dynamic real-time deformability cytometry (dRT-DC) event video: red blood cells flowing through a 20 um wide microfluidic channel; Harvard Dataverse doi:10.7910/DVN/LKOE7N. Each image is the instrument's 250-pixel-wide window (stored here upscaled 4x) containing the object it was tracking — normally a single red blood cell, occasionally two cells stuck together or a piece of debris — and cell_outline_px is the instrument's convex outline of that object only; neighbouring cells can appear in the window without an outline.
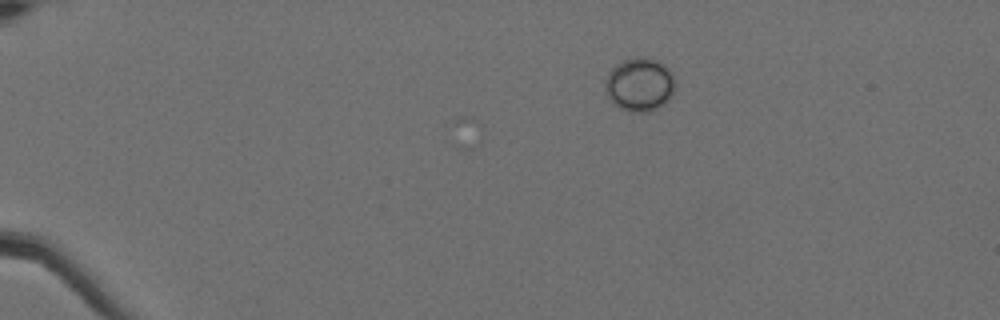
{"species": "Egyptian fruit bat (a non-hibernating species)", "species_latin": "Rousettus aegyptiacus", "temperature_condition": "cold", "stored_images_in_passage": 11, "camera_frame_rate_fps": 3000, "um_per_image_px": 0.085, "animal": {"sex": "female"}, "frame": {"image": 1, "passage_image": 1, "time_ms": 0.0, "image_size_px": [1000, 320], "cell_outline_px": [[676, 88], [672, 96], [668, 100], [656, 108], [648, 112], [632, 112], [620, 108], [612, 104], [604, 88], [604, 80], [608, 72], [616, 64], [624, 60], [644, 56], [656, 60], [664, 64], [672, 72], [676, 80]], "centroid_in_image_um": [54.37, 7.18], "position_along_channel_um": 30.6, "area_um2": 22.2}}
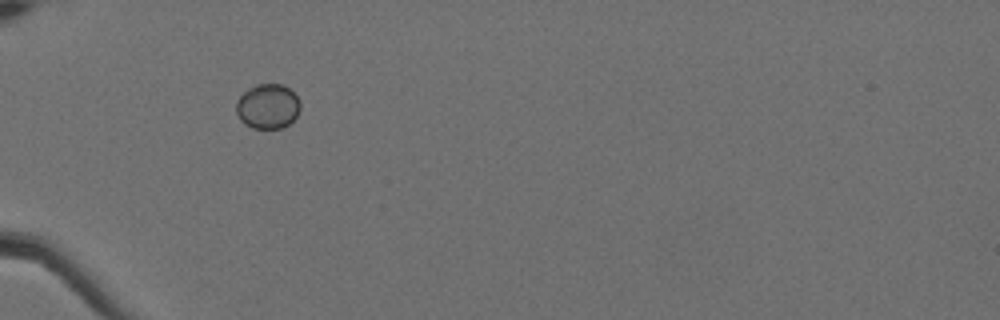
{"frame": {"image": 2, "passage_image": 10, "time_ms": 3.0, "image_size_px": [1000, 320], "cell_outline_px": [[300, 108], [296, 116], [288, 124], [280, 128], [252, 128], [244, 124], [240, 120], [236, 112], [236, 100], [248, 88], [256, 84], [280, 84], [288, 88], [300, 100]], "centroid_in_image_um": [22.73, 9.04], "position_along_channel_um": 62.3, "area_um2": 16.7}}